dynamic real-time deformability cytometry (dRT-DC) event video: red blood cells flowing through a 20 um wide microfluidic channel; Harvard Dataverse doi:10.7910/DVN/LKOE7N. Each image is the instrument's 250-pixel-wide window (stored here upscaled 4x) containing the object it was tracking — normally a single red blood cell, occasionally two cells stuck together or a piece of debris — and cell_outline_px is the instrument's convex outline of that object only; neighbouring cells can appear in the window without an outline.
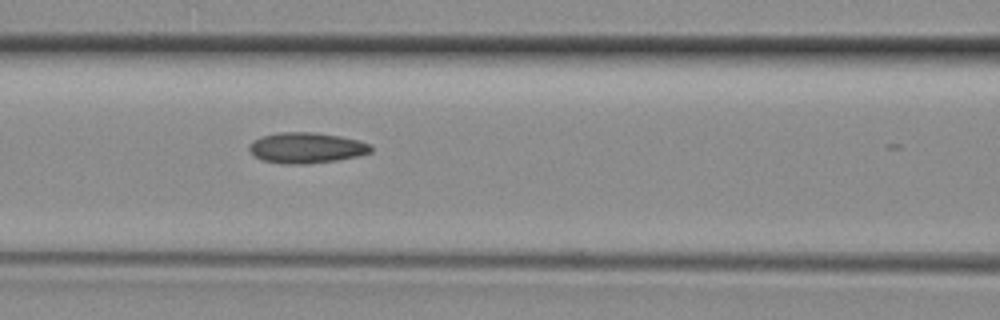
{"species": "common noctule bat (a hibernating species)", "species_latin": "Nyctalus noctula", "temperature_condition": "room temperature", "stored_images_in_passage": 6, "segment_of_instrument_passage": [1, 2], "camera_frame_rate_fps": 3000, "um_per_image_px": 0.085, "animal": {"sex": "female", "body_mass_g": 29.2, "forearm_length_mm": 56.3}, "frame": {"image": 1, "passage_image": 5, "time_ms": 1.333, "image_size_px": [1000, 320], "cell_outline_px": [[372, 152], [356, 156], [336, 160], [304, 164], [284, 164], [264, 160], [256, 156], [248, 148], [252, 140], [260, 136], [280, 132], [312, 132], [340, 136], [356, 140], [368, 144], [372, 148]], "centroid_in_image_um": [26.01, 12.56], "position_along_channel_um": 140.6, "area_um2": 21.5}}